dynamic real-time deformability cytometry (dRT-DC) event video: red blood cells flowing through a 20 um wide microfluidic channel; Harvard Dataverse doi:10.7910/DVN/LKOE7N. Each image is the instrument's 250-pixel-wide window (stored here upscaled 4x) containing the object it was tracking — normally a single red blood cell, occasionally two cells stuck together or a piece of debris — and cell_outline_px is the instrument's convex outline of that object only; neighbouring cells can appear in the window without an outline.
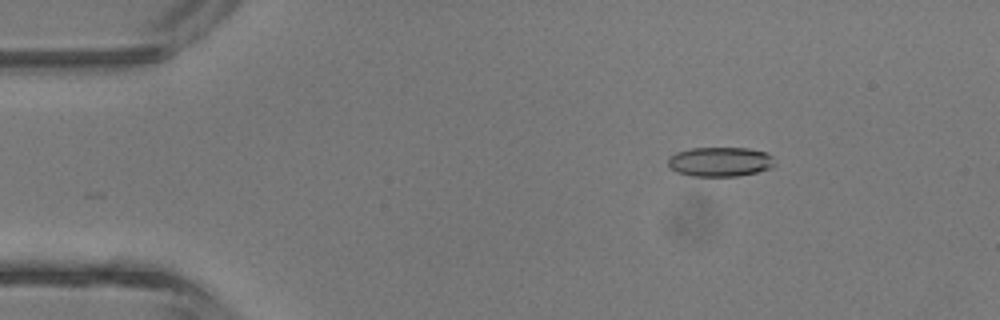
{"species": "common noctule bat (a hibernating species)", "species_latin": "Nyctalus noctula", "temperature_condition": "room temperature", "stored_images_in_passage": 39, "camera_frame_rate_fps": 3000, "um_per_image_px": 0.085, "animal": {"sex": "male", "body_mass_g": 13.3}, "frame": {"image": 1, "passage_image": 2, "time_ms": 0.333, "image_size_px": [1000, 320], "cell_outline_px": [[776, 164], [772, 168], [756, 172], [736, 176], [692, 176], [676, 172], [668, 164], [668, 156], [676, 152], [688, 148], [748, 148], [768, 152], [772, 156]], "centroid_in_image_um": [61.22, 13.74], "position_along_channel_um": 23.8, "area_um2": 18.55}}
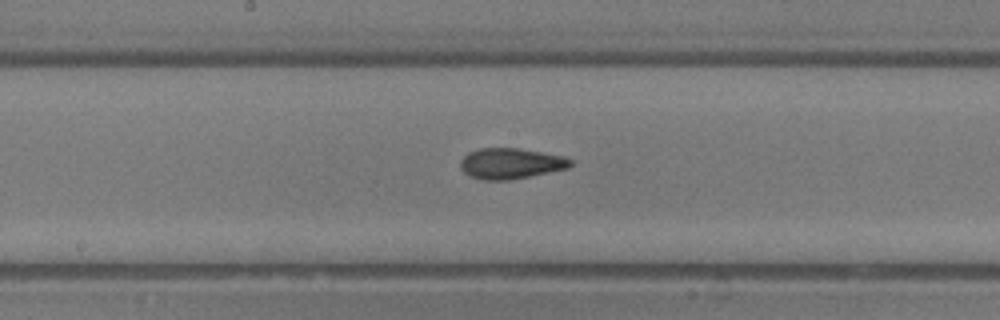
{"frame": {"image": 2, "passage_image": 18, "time_ms": 5.667, "image_size_px": [1000, 320], "cell_outline_px": [[572, 164], [568, 168], [508, 180], [484, 180], [472, 176], [464, 172], [460, 168], [460, 160], [468, 152], [480, 148], [520, 148], [564, 156], [572, 160]], "centroid_in_image_um": [43.4, 13.88], "position_along_channel_um": 204.8, "area_um2": 19.59}}
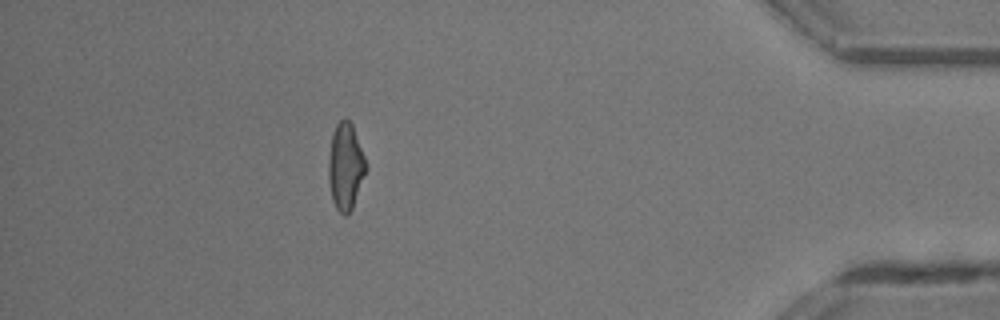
{"frame": {"image": 3, "passage_image": 34, "time_ms": 11.0, "image_size_px": [1000, 320], "cell_outline_px": [[368, 168], [352, 208], [348, 216], [344, 216], [336, 208], [332, 200], [328, 180], [328, 160], [332, 132], [336, 124], [344, 116], [352, 124], [364, 156]], "centroid_in_image_um": [29.36, 14.15], "position_along_channel_um": 405.8, "area_um2": 19.13}, "authors_computed_cell_mechanics": {"area_um2": 19.1318, "velocity_mm_per_s": 4.7498, "shape_relaxation_time_tau1_ms": 6.9669, "shape_relaxation_time_tau2_ms": 2.0477, "deformation_change_tau1": 0.1836, "deformation_change_tau2": 0.0963}}